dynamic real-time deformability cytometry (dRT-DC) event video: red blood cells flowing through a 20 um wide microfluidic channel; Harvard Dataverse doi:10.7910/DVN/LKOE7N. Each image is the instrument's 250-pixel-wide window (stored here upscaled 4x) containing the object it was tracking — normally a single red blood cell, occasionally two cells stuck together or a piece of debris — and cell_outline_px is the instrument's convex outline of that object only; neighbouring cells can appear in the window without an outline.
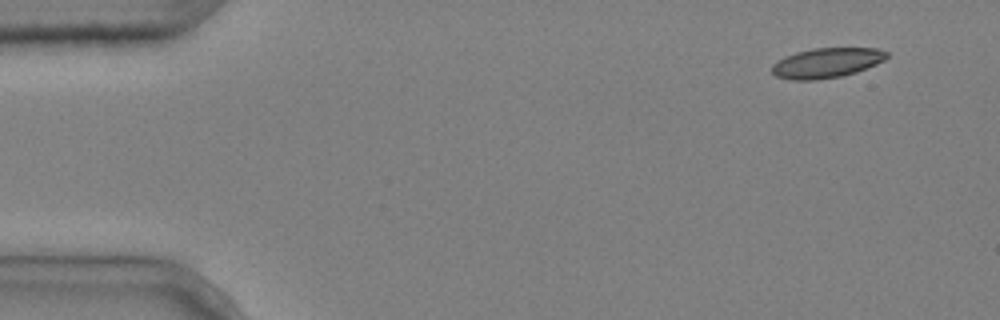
{"species": "common noctule bat (a hibernating species)", "species_latin": "Nyctalus noctula", "temperature_condition": "cold", "stored_images_in_passage": 9, "camera_frame_rate_fps": 3000, "um_per_image_px": 0.085, "animal": {"sex": "male", "body_mass_g": 20.4}, "frame": {"image": 1, "passage_image": 1, "time_ms": 0.0, "image_size_px": [1000, 320], "cell_outline_px": [[888, 56], [884, 60], [876, 64], [856, 72], [840, 76], [816, 80], [792, 80], [776, 76], [772, 72], [772, 64], [784, 56], [796, 52], [812, 48], [876, 48], [888, 52]], "centroid_in_image_um": [70.25, 5.34], "position_along_channel_um": 14.8, "area_um2": 20.0}}
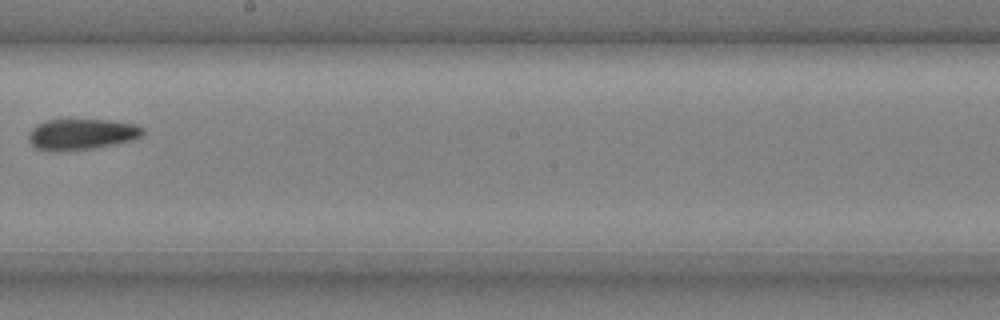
{"frame": {"image": 2, "passage_image": 8, "time_ms": 2.333, "image_size_px": [1000, 320], "cell_outline_px": [[144, 136], [132, 140], [92, 148], [36, 148], [32, 144], [28, 136], [32, 128], [36, 124], [44, 120], [108, 120], [136, 124], [144, 128]], "centroid_in_image_um": [7.02, 11.35], "position_along_channel_um": 241.2, "area_um2": 19.77}}
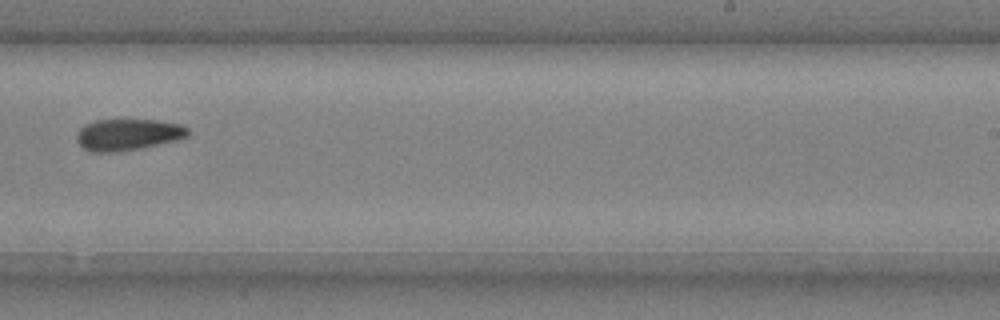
{"frame": {"image": 3, "passage_image": 9, "time_ms": 2.667, "image_size_px": [1000, 320], "cell_outline_px": [[188, 136], [176, 140], [140, 148], [120, 152], [88, 152], [76, 140], [76, 136], [80, 128], [84, 124], [96, 120], [156, 120], [184, 124], [188, 128]], "centroid_in_image_um": [10.86, 11.44], "position_along_channel_um": 278.1, "area_um2": 20.52}}